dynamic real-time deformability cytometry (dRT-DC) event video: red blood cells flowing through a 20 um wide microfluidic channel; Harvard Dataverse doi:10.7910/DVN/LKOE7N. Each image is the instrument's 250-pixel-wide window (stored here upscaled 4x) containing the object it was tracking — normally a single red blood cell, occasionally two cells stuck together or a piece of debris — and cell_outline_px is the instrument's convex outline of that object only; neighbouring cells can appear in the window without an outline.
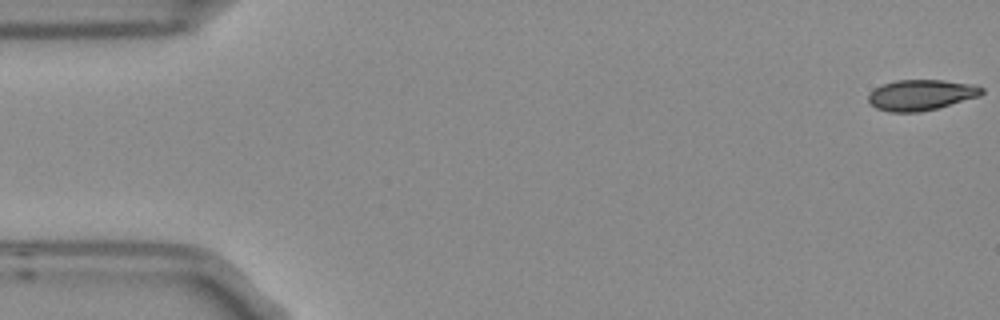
{"species": "Egyptian fruit bat (a non-hibernating species)", "species_latin": "Rousettus aegyptiacus", "temperature_condition": "room temperature", "stored_images_in_passage": 5, "camera_frame_rate_fps": 3000, "um_per_image_px": 0.085, "frame": {"image": 1, "passage_image": 1, "time_ms": 0.0, "image_size_px": [1000, 320], "cell_outline_px": [[984, 92], [980, 96], [936, 108], [920, 112], [888, 112], [876, 108], [868, 100], [868, 96], [876, 88], [884, 84], [896, 80], [944, 80], [972, 84], [984, 88]], "centroid_in_image_um": [78.31, 8.07], "position_along_channel_um": 6.7, "area_um2": 20.11}}